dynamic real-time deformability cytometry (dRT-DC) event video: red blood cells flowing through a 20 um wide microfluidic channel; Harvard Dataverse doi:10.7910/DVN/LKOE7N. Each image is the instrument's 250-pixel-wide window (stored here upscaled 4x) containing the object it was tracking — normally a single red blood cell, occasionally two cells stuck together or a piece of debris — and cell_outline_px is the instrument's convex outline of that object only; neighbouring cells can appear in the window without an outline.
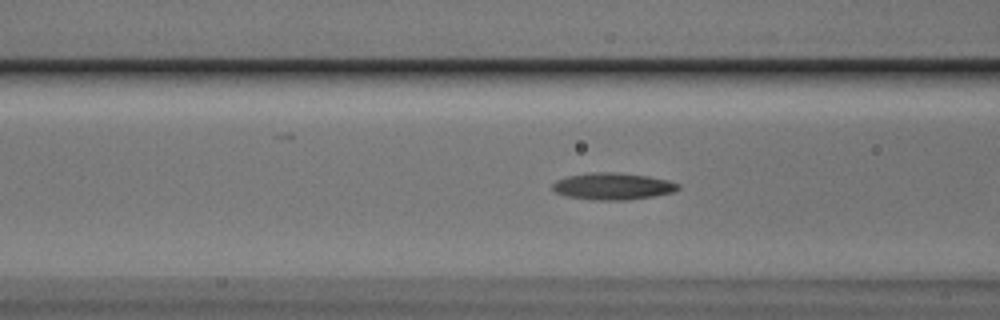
{"species": "Egyptian fruit bat (a non-hibernating species)", "species_latin": "Rousettus aegyptiacus", "temperature_condition": "cold", "stored_images_in_passage": 41, "camera_frame_rate_fps": 3000, "um_per_image_px": 0.085, "animal": {"sex": "male"}, "frame": {"image": 1, "passage_image": 7, "time_ms": 2.0, "image_size_px": [1000, 320], "cell_outline_px": [[680, 188], [672, 192], [652, 196], [624, 200], [592, 200], [568, 196], [556, 192], [552, 188], [552, 184], [556, 180], [568, 176], [592, 172], [616, 172], [648, 176], [668, 180], [680, 184]], "centroid_in_image_um": [52.08, 15.82], "position_along_channel_um": 114.5, "area_um2": 19.54}}
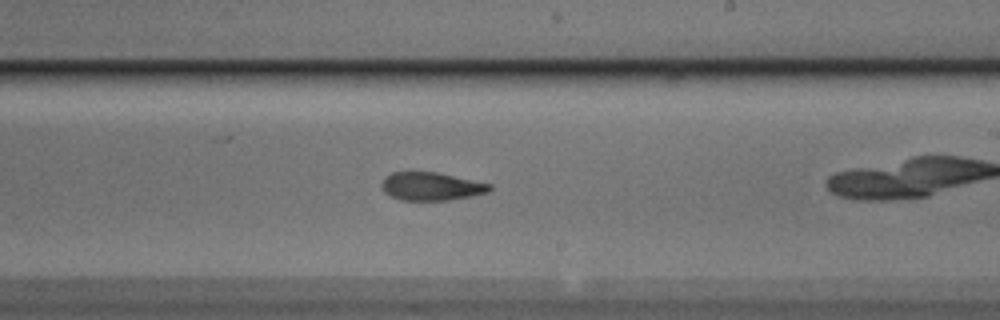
{"frame": {"image": 2, "passage_image": 18, "time_ms": 5.667, "image_size_px": [1000, 320], "cell_outline_px": [[492, 188], [488, 192], [472, 196], [448, 200], [400, 200], [384, 192], [380, 184], [384, 176], [392, 172], [436, 172], [492, 184]], "centroid_in_image_um": [36.64, 15.84], "position_along_channel_um": 252.4, "area_um2": 17.74}, "authors_computed_cell_mechanics": {"area_um2": 18.1492, "velocity_mm_per_s": 3.7628, "shape_relaxation_time_tau1_ms": 6.1909, "shape_relaxation_time_tau2_ms": 3.4279, "deformation_change_tau1": 0.1831, "deformation_change_tau2": 0.1175}}